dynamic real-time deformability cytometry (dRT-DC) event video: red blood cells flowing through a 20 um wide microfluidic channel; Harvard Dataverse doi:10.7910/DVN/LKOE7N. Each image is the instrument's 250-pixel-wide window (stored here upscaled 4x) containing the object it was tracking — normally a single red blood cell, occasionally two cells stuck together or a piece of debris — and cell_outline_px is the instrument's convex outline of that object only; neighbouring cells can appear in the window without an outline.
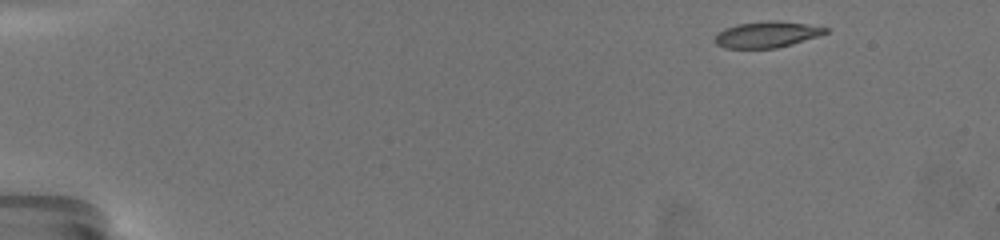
{"species": "common noctule bat (a hibernating species)", "species_latin": "Nyctalus noctula", "temperature_condition": "warm", "stored_images_in_passage": 39, "camera_frame_rate_fps": 3000, "um_per_image_px": 0.085, "animal": {"sex": "female", "body_mass_g": 19.5, "forearm_length_mm": 54.1}, "frame": {"image": 1, "passage_image": 1, "time_ms": 0.0, "image_size_px": [1000, 240], "cell_outline_px": [[828, 32], [816, 36], [788, 44], [772, 48], [728, 48], [716, 44], [716, 36], [720, 32], [728, 28], [740, 24], [804, 24], [828, 28]], "centroid_in_image_um": [65.14, 2.99], "position_along_channel_um": 19.9, "area_um2": 15.03}}
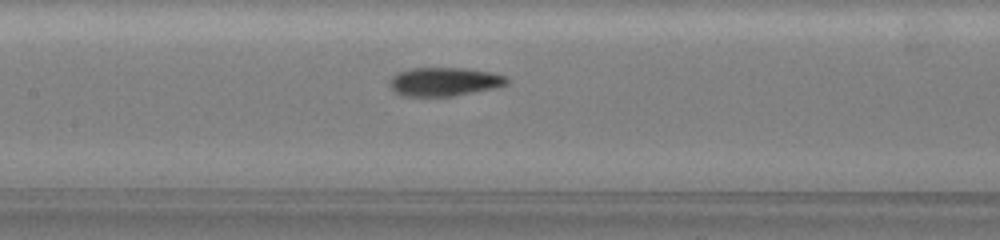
{"frame": {"image": 2, "passage_image": 19, "time_ms": 8.0, "image_size_px": [1000, 240], "cell_outline_px": [[508, 80], [504, 84], [492, 88], [452, 96], [404, 96], [396, 92], [392, 88], [392, 76], [400, 72], [412, 68], [464, 68], [492, 72], [504, 76]], "centroid_in_image_um": [37.76, 6.94], "position_along_channel_um": 169.6, "area_um2": 19.02}}
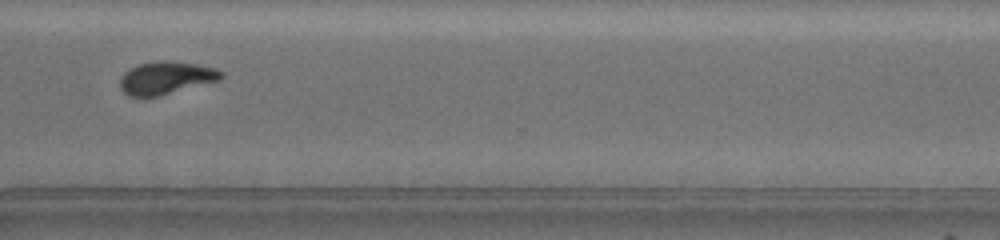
{"frame": {"image": 3, "passage_image": 29, "time_ms": 13.333, "image_size_px": [1000, 240], "cell_outline_px": [[220, 76], [216, 80], [160, 96], [128, 96], [120, 88], [120, 80], [124, 72], [140, 64], [160, 60], [164, 60], [192, 64], [212, 68], [220, 72]], "centroid_in_image_um": [14.0, 6.63], "position_along_channel_um": 356.6, "area_um2": 18.5}, "authors_computed_cell_mechanics": {"area_um2": 18.207, "velocity_mm_per_s": 3.5178, "shape_relaxation_time_tau1_ms": 4.5056, "shape_relaxation_time_tau2_ms": 2.0126, "deformation_change_tau1": 0.1845, "deformation_change_tau2": 0.0723}}